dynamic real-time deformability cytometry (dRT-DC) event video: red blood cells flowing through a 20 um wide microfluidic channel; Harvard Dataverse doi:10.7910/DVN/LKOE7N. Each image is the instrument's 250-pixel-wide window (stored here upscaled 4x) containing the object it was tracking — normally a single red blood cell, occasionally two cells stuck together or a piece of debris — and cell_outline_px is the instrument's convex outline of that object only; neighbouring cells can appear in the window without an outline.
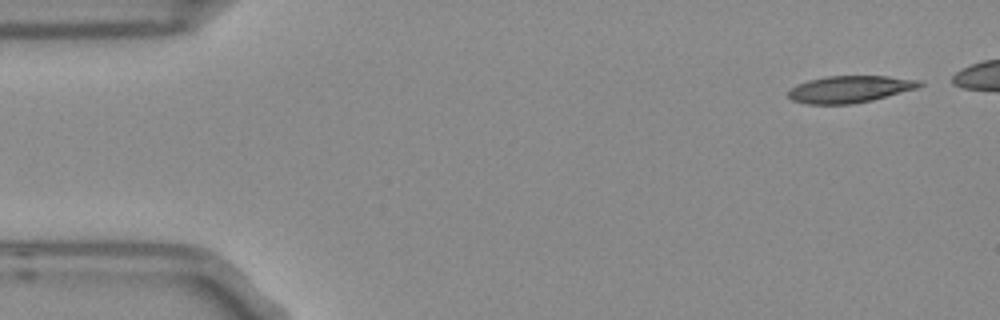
{"species": "Egyptian fruit bat (a non-hibernating species)", "species_latin": "Rousettus aegyptiacus", "temperature_condition": "room temperature", "stored_images_in_passage": 4, "camera_frame_rate_fps": 3000, "um_per_image_px": 0.085, "frame": {"image": 1, "passage_image": 4, "time_ms": 1.0, "image_size_px": [1000, 320], "cell_outline_px": [[924, 84], [916, 88], [872, 100], [852, 104], [808, 104], [792, 100], [788, 96], [788, 92], [796, 84], [808, 80], [828, 76], [888, 76], [920, 80]], "centroid_in_image_um": [72.22, 7.58], "position_along_channel_um": 12.8, "area_um2": 20.46}}